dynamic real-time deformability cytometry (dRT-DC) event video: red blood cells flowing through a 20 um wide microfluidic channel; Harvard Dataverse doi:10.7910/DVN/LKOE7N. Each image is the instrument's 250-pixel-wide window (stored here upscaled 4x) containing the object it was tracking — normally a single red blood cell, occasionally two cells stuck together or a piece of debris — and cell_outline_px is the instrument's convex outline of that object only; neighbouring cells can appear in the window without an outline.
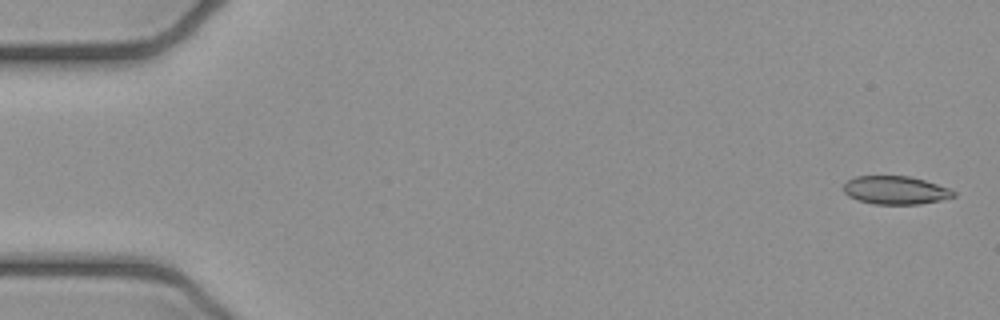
{"species": "common noctule bat (a hibernating species)", "species_latin": "Nyctalus noctula", "temperature_condition": "cold", "stored_images_in_passage": 6, "segment_of_instrument_passage": [1, 2], "camera_frame_rate_fps": 3000, "um_per_image_px": 0.085, "animal": {"sex": "female", "body_mass_g": 21.9}, "frame": {"image": 1, "passage_image": 1, "time_ms": 0.0, "image_size_px": [1000, 320], "cell_outline_px": [[956, 196], [940, 200], [920, 204], [872, 204], [848, 196], [844, 192], [844, 184], [848, 180], [856, 176], [908, 176], [924, 180], [948, 188], [956, 192]], "centroid_in_image_um": [76.11, 16.17], "position_along_channel_um": 8.9, "area_um2": 17.98}}
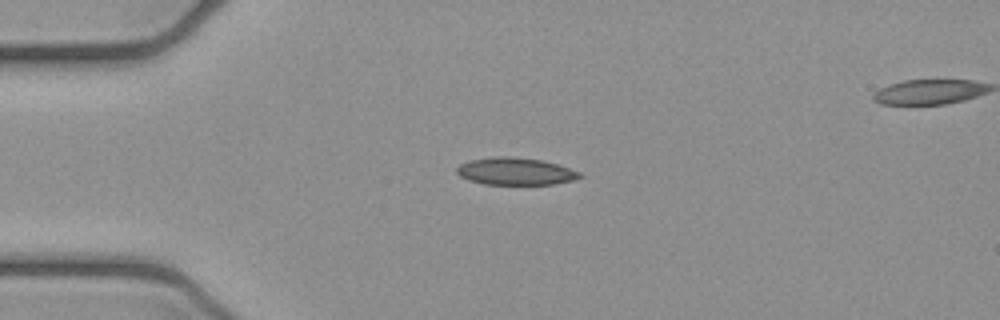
{"frame": {"image": 2, "passage_image": 4, "time_ms": 1.0, "image_size_px": [1000, 320], "cell_outline_px": [[584, 176], [572, 180], [552, 184], [484, 184], [468, 180], [460, 176], [456, 172], [456, 168], [460, 164], [468, 160], [496, 156], [508, 156], [544, 160], [580, 172]], "centroid_in_image_um": [43.78, 14.55], "position_along_channel_um": 41.2, "area_um2": 19.54}}